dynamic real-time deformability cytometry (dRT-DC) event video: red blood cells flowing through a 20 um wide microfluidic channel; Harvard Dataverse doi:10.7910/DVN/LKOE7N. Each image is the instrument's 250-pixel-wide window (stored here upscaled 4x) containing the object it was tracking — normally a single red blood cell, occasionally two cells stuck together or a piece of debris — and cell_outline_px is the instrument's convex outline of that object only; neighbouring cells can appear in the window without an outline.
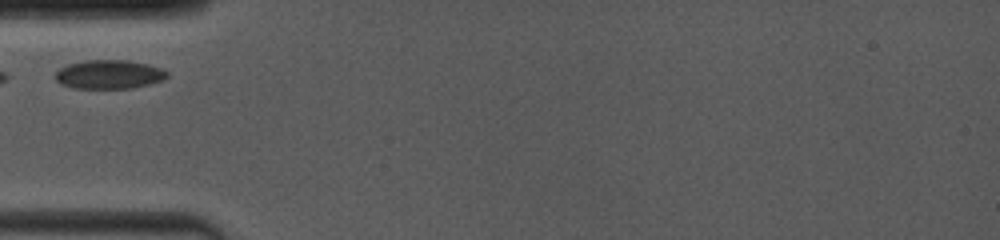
{"species": "common noctule bat (a hibernating species)", "species_latin": "Nyctalus noctula", "temperature_condition": "room temperature", "stored_images_in_passage": 3, "camera_frame_rate_fps": 4000, "um_per_image_px": 0.085, "animal": {"sex": "female", "body_mass_g": 19.0, "forearm_length_mm": 53.3}, "frame": {"image": 1, "passage_image": 1, "time_ms": 0.0, "image_size_px": [1000, 240], "cell_outline_px": [[168, 76], [164, 80], [132, 88], [72, 88], [60, 84], [56, 80], [56, 72], [60, 68], [68, 64], [84, 60], [128, 60], [148, 64], [160, 68], [168, 72]], "centroid_in_image_um": [9.27, 6.32], "position_along_channel_um": 75.7, "area_um2": 18.84}}